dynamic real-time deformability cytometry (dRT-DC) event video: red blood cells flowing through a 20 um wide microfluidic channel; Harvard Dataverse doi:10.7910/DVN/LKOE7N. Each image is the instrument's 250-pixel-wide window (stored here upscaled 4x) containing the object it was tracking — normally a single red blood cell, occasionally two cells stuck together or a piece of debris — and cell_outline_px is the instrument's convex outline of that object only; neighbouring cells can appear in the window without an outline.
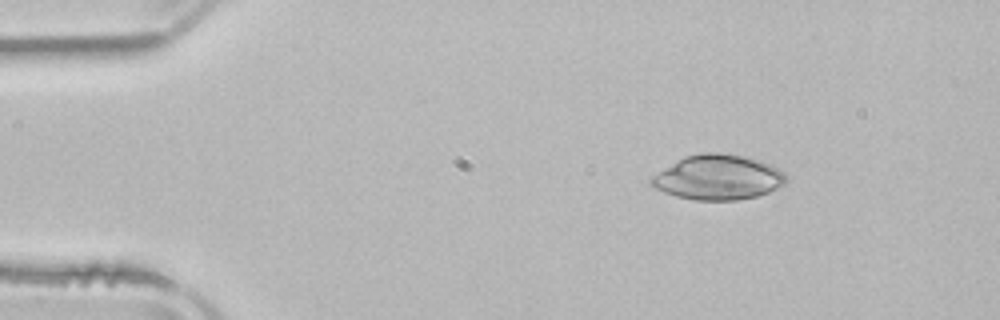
{"species": "common noctule bat (a hibernating species)", "species_latin": "Nyctalus noctula", "temperature_condition": "room temperature", "stored_images_in_passage": 3, "camera_frame_rate_fps": 3000, "um_per_image_px": 0.085, "animal": {"sex": "male", "body_mass_g": 21.5, "forearm_length_mm": 52.0}, "frame": {"image": 1, "passage_image": 1, "time_ms": 0.0, "image_size_px": [1000, 320], "cell_outline_px": [[788, 180], [784, 184], [768, 192], [756, 196], [736, 200], [696, 200], [676, 196], [664, 192], [648, 184], [648, 180], [652, 176], [684, 156], [700, 152], [720, 152], [744, 156], [772, 164], [784, 172]], "centroid_in_image_um": [61.03, 15.06], "position_along_channel_um": 24.0, "area_um2": 35.37}}